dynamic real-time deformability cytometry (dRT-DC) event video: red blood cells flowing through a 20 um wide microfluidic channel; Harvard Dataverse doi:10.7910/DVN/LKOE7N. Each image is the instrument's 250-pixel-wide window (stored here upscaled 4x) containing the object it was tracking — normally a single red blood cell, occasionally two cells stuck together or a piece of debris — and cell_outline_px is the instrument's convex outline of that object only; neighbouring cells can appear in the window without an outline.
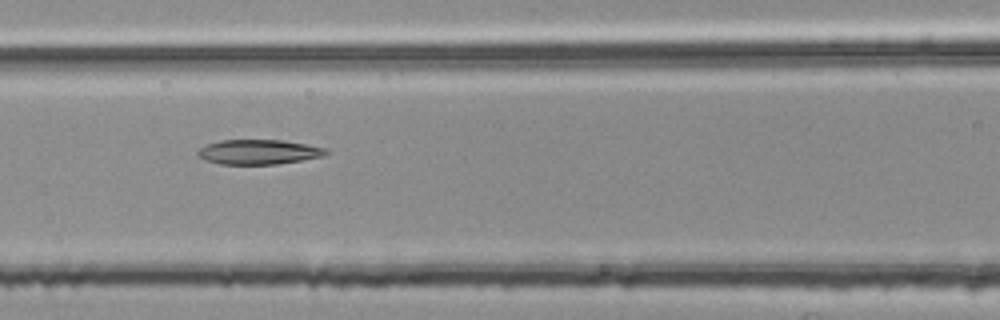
{"species": "common noctule bat (a hibernating species)", "species_latin": "Nyctalus noctula", "temperature_condition": "room temperature", "stored_images_in_passage": 54, "segment_of_instrument_passage": [2, 2], "camera_frame_rate_fps": 3000, "um_per_image_px": 0.085, "animal": {"sex": "female", "body_mass_g": 25.1}, "frame": {"image": 1, "passage_image": 23, "time_ms": 7.333, "image_size_px": [1000, 320], "cell_outline_px": [[332, 152], [324, 156], [276, 164], [220, 164], [196, 156], [196, 152], [200, 148], [208, 144], [220, 140], [284, 140], [328, 148]], "centroid_in_image_um": [22.03, 12.91], "position_along_channel_um": 144.6, "area_um2": 18.55}}
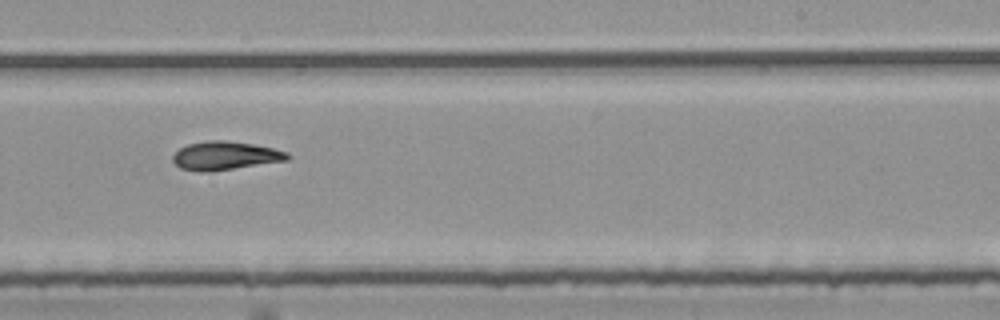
{"frame": {"image": 2, "passage_image": 33, "time_ms": 10.667, "image_size_px": [1000, 320], "cell_outline_px": [[292, 156], [288, 160], [212, 172], [196, 172], [180, 168], [172, 160], [172, 156], [180, 148], [188, 144], [208, 140], [224, 140], [252, 144], [272, 148], [288, 152]], "centroid_in_image_um": [19.14, 13.25], "position_along_channel_um": 269.9, "area_um2": 19.19}}
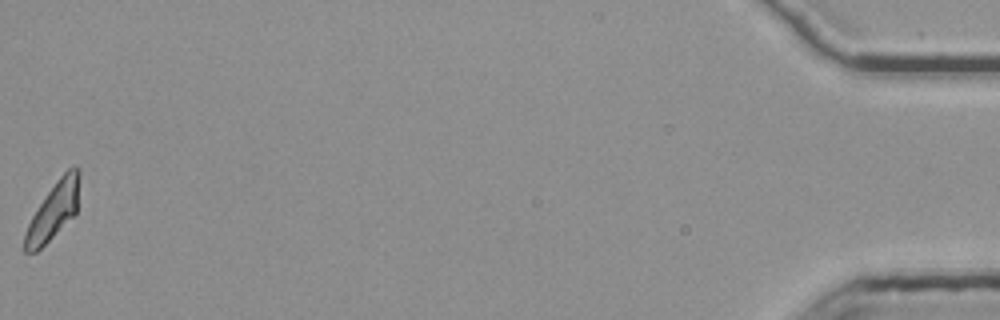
{"frame": {"image": 3, "passage_image": 54, "time_ms": 17.667, "image_size_px": [1000, 320], "cell_outline_px": [[80, 172], [76, 212], [36, 252], [24, 252], [24, 232], [32, 216], [56, 180], [72, 164], [76, 164], [80, 168]], "centroid_in_image_um": [4.55, 17.85], "position_along_channel_um": 430.7, "area_um2": 17.74}}